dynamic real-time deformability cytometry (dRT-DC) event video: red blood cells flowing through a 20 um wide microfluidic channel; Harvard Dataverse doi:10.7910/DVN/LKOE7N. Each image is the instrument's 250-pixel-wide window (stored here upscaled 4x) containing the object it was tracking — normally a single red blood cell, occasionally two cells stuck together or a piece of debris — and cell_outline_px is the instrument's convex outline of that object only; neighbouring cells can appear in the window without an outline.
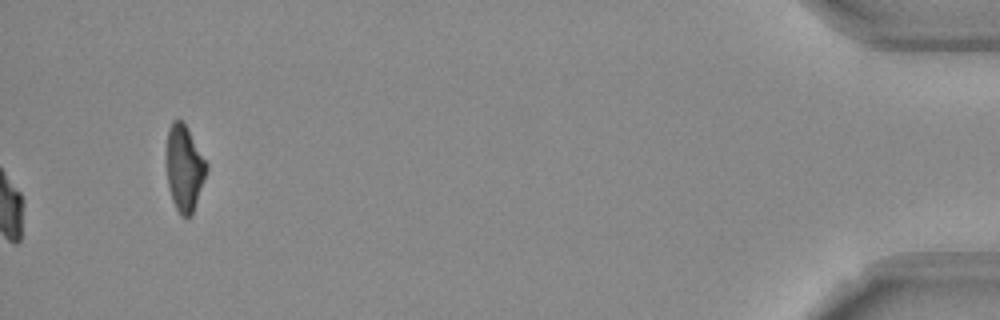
{"species": "Egyptian fruit bat (a non-hibernating species)", "species_latin": "Rousettus aegyptiacus", "temperature_condition": "room temperature", "stored_images_in_passage": 54, "camera_frame_rate_fps": 3000, "um_per_image_px": 0.085, "frame": {"image": 1, "passage_image": 54, "time_ms": 17.667, "image_size_px": [1000, 320], "cell_outline_px": [[208, 168], [192, 216], [180, 216], [172, 200], [168, 188], [168, 128], [172, 120], [180, 120], [184, 124], [208, 164]], "centroid_in_image_um": [15.69, 14.34], "position_along_channel_um": 419.5, "area_um2": 19.54}, "authors_computed_cell_mechanics": {"area_um2": 19.4208, "velocity_mm_per_s": 3.7289, "shape_relaxation_time_tau1_ms": 5.1306, "shape_relaxation_time_tau2_ms": null, "deformation_change_tau1": 0.1432, "deformation_change_tau2": null}}